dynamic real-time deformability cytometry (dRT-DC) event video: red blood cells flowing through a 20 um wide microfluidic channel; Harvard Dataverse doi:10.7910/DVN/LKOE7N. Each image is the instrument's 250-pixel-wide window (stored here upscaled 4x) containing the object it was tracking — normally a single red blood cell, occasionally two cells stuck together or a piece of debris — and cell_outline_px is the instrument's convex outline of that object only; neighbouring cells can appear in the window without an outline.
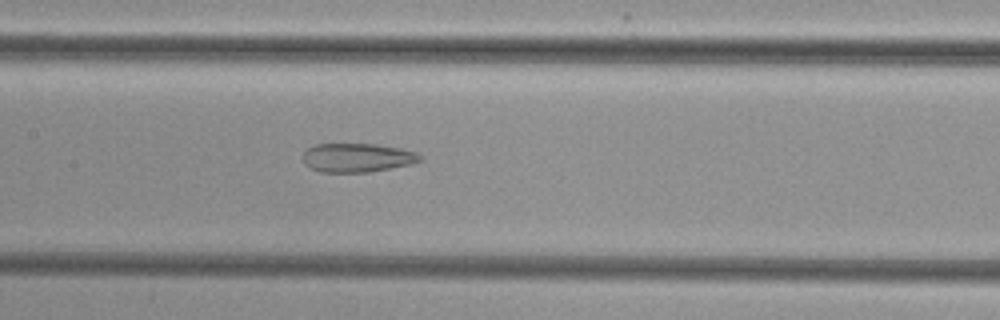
{"species": "common noctule bat (a hibernating species)", "species_latin": "Nyctalus noctula", "temperature_condition": "cold", "stored_images_in_passage": 38, "camera_frame_rate_fps": 3000, "um_per_image_px": 0.085, "animal": {"sex": "female", "body_mass_g": 29.2, "forearm_length_mm": 56.3}, "frame": {"image": 1, "passage_image": 17, "time_ms": 5.333, "image_size_px": [1000, 320], "cell_outline_px": [[424, 160], [412, 164], [368, 172], [320, 172], [304, 164], [304, 152], [308, 148], [316, 144], [376, 144], [400, 148], [416, 152], [424, 156]], "centroid_in_image_um": [30.42, 13.4], "position_along_channel_um": 177.0, "area_um2": 19.77}}
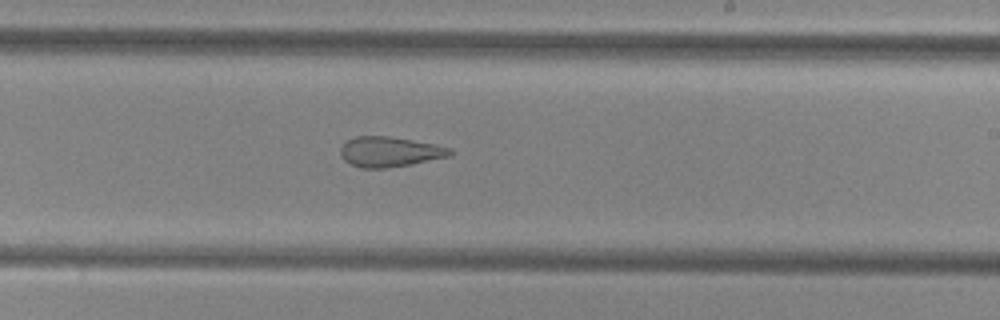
{"frame": {"image": 2, "passage_image": 23, "time_ms": 7.333, "image_size_px": [1000, 320], "cell_outline_px": [[452, 156], [412, 164], [384, 168], [360, 168], [344, 160], [340, 156], [340, 148], [348, 140], [356, 136], [388, 136], [412, 140], [452, 148]], "centroid_in_image_um": [33.13, 12.91], "position_along_channel_um": 255.9, "area_um2": 19.19}}
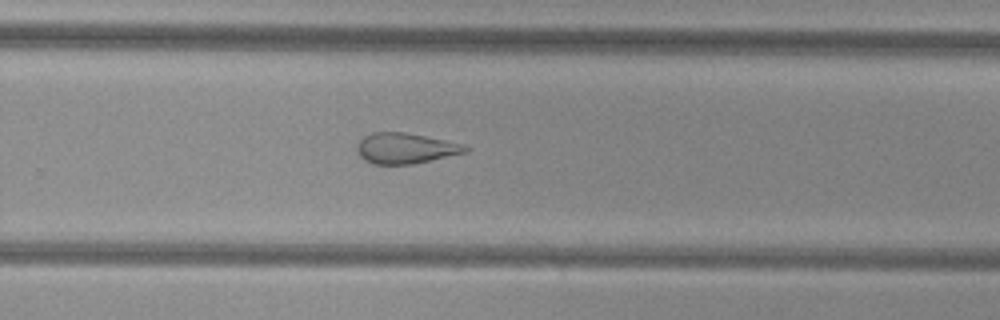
{"frame": {"image": 3, "passage_image": 26, "time_ms": 8.333, "image_size_px": [1000, 320], "cell_outline_px": [[472, 148], [468, 152], [412, 164], [372, 164], [364, 160], [356, 152], [356, 144], [364, 136], [372, 132], [404, 132], [464, 144]], "centroid_in_image_um": [34.45, 12.6], "position_along_channel_um": 295.3, "area_um2": 19.42}}